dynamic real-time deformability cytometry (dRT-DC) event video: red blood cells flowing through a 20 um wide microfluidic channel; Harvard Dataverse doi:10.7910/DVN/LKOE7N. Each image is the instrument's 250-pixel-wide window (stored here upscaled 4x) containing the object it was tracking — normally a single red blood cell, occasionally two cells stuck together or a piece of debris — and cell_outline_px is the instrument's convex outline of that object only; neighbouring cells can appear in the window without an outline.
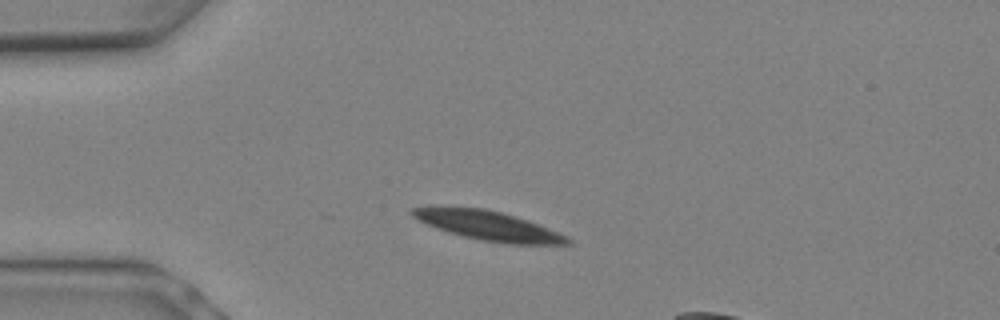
{"species": "Egyptian fruit bat (a non-hibernating species)", "species_latin": "Rousettus aegyptiacus", "temperature_condition": "warm", "stored_images_in_passage": 6, "camera_frame_rate_fps": 3000, "um_per_image_px": 0.085, "animal": {"sex": "female"}, "frame": {"image": 1, "passage_image": 4, "time_ms": 1.0, "image_size_px": [1000, 320], "cell_outline_px": [[572, 244], [504, 244], [480, 240], [448, 232], [436, 228], [412, 216], [412, 208], [432, 204], [484, 208], [500, 212], [528, 220], [568, 236], [572, 240]], "centroid_in_image_um": [41.46, 19.15], "position_along_channel_um": 43.5, "area_um2": 26.93}}